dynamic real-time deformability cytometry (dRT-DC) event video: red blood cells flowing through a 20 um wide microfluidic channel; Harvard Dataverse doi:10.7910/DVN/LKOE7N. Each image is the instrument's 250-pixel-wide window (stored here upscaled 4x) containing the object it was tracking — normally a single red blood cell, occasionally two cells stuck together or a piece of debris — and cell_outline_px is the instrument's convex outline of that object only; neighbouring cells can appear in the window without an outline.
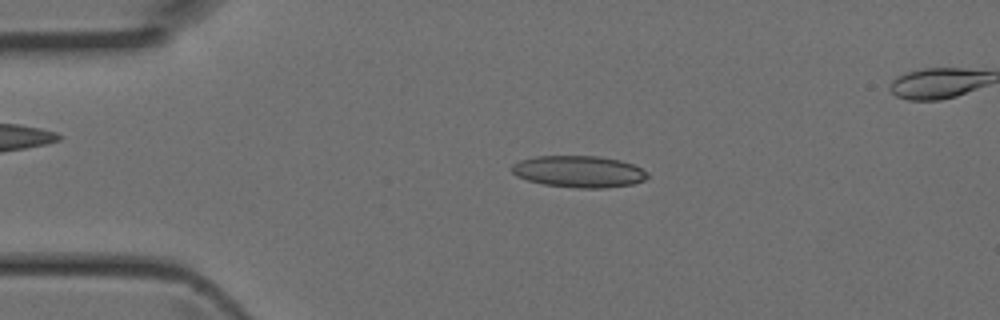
{"species": "Egyptian fruit bat (a non-hibernating species)", "species_latin": "Rousettus aegyptiacus", "temperature_condition": "room temperature", "stored_images_in_passage": 10, "camera_frame_rate_fps": 3000, "um_per_image_px": 0.085, "animal": {"sex": "female"}, "frame": {"image": 1, "passage_image": 6, "time_ms": 1.667, "image_size_px": [1000, 320], "cell_outline_px": [[648, 176], [644, 180], [632, 184], [608, 188], [576, 188], [544, 184], [528, 180], [516, 176], [512, 172], [512, 164], [520, 160], [536, 156], [600, 156], [620, 160], [632, 164], [648, 172]], "centroid_in_image_um": [49.2, 14.58], "position_along_channel_um": 35.8, "area_um2": 25.09}}